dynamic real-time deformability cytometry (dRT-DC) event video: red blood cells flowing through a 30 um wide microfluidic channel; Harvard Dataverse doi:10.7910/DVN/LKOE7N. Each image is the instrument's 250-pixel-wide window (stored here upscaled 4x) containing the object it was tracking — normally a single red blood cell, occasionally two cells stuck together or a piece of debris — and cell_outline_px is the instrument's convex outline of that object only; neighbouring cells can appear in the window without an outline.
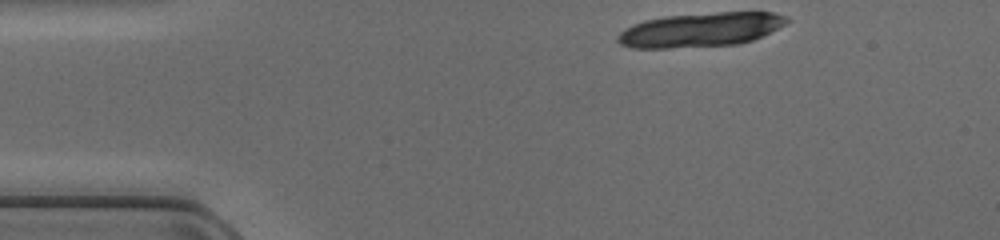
{"species": "common noctule bat (a hibernating species)", "species_latin": "Nyctalus noctula", "temperature_condition": "cold", "stored_images_in_passage": 10, "camera_frame_rate_fps": 3000, "um_per_image_px": 0.085, "animal": {"sex": "female", "body_mass_g": 17.0, "forearm_length_mm": 48.0}, "frame": {"image": 1, "passage_image": 1, "time_ms": 0.0, "image_size_px": [1000, 240], "cell_outline_px": [[792, 20], [752, 40], [740, 44], [668, 48], [632, 48], [620, 44], [616, 40], [616, 36], [624, 28], [632, 24], [644, 20], [664, 16], [716, 12], [772, 12], [784, 16]], "centroid_in_image_um": [59.48, 2.53], "position_along_channel_um": 25.5, "area_um2": 33.7}}